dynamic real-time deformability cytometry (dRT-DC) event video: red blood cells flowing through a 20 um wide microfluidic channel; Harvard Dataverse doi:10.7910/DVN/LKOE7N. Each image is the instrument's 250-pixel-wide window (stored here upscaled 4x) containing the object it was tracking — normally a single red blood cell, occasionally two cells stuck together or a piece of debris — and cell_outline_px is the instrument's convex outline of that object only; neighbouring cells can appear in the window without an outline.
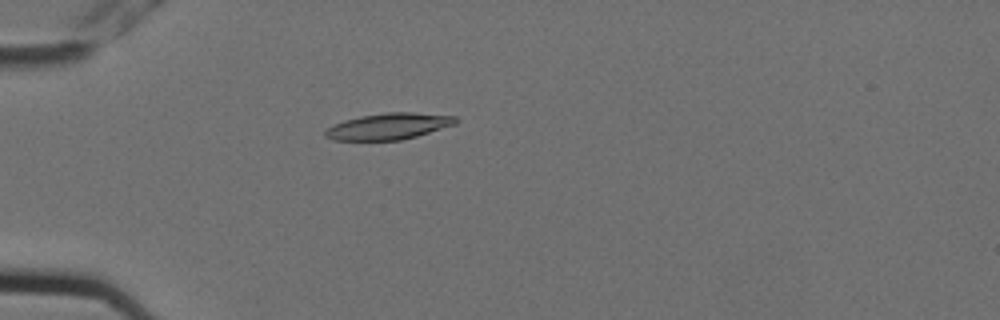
{"species": "Egyptian fruit bat (a non-hibernating species)", "species_latin": "Rousettus aegyptiacus", "temperature_condition": "cold", "stored_images_in_passage": 7, "camera_frame_rate_fps": 3000, "um_per_image_px": 0.085, "animal": {"sex": "female"}, "frame": {"image": 1, "passage_image": 7, "time_ms": 2.0, "image_size_px": [1000, 320], "cell_outline_px": [[460, 120], [456, 124], [416, 136], [400, 140], [332, 140], [324, 136], [324, 132], [328, 128], [344, 120], [360, 116], [388, 112], [412, 112], [456, 116]], "centroid_in_image_um": [33.06, 10.73], "position_along_channel_um": 51.9, "area_um2": 19.94}}